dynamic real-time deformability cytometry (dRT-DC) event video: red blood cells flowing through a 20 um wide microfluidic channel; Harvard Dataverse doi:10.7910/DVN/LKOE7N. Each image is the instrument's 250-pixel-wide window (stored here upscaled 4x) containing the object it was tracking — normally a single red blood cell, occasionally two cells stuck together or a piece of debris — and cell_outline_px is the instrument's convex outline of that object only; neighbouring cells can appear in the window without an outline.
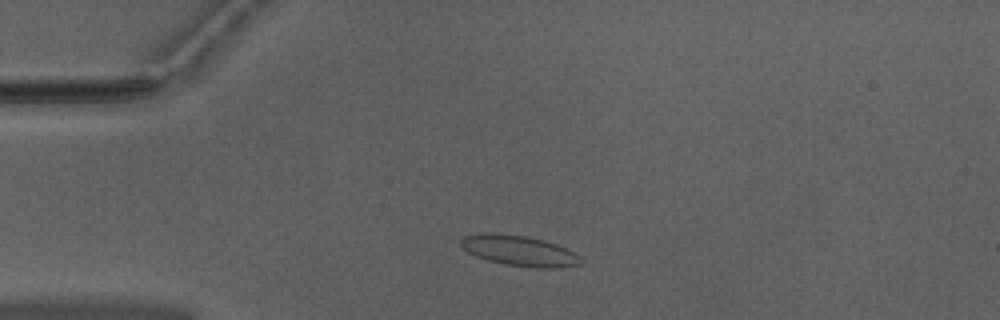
{"species": "Egyptian fruit bat (a non-hibernating species)", "species_latin": "Rousettus aegyptiacus", "temperature_condition": "warm", "stored_images_in_passage": 45, "camera_frame_rate_fps": 3000, "um_per_image_px": 0.085, "animal": {"sex": "male"}, "frame": {"image": 1, "passage_image": 6, "time_ms": 1.667, "image_size_px": [1000, 320], "cell_outline_px": [[584, 264], [556, 268], [536, 268], [504, 264], [488, 260], [476, 256], [468, 252], [460, 244], [460, 240], [464, 236], [528, 236], [544, 240], [556, 244], [580, 256], [584, 260]], "centroid_in_image_um": [44.26, 21.38], "position_along_channel_um": 40.7, "area_um2": 20.4}}
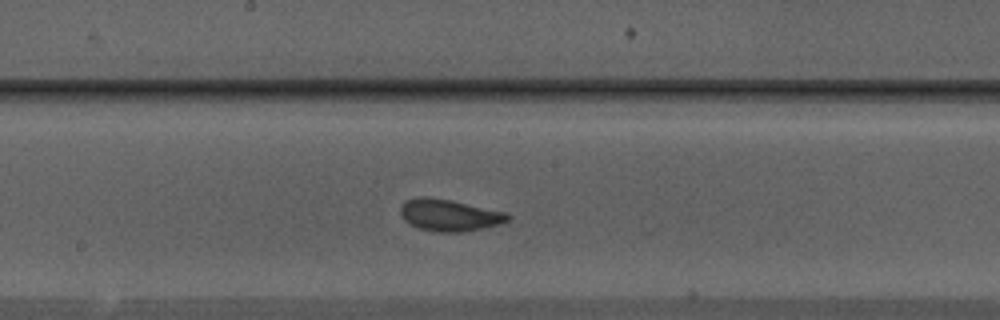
{"frame": {"image": 2, "passage_image": 21, "time_ms": 6.667, "image_size_px": [1000, 320], "cell_outline_px": [[512, 216], [508, 220], [500, 224], [484, 228], [464, 232], [432, 232], [420, 228], [404, 220], [400, 212], [400, 208], [408, 200], [420, 196], [428, 196], [452, 200], [508, 212]], "centroid_in_image_um": [38.25, 18.29], "position_along_channel_um": 210.0, "area_um2": 20.06}}
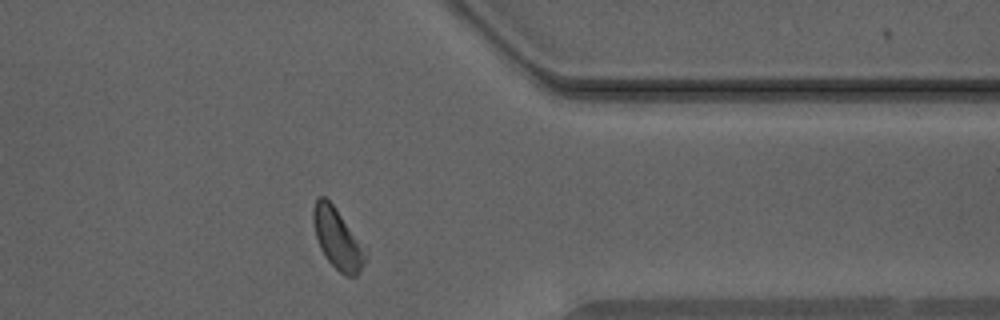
{"frame": {"image": 3, "passage_image": 35, "time_ms": 11.333, "image_size_px": [1000, 320], "cell_outline_px": [[368, 256], [364, 264], [356, 276], [344, 276], [324, 256], [320, 248], [316, 236], [312, 220], [312, 208], [316, 200], [320, 196], [324, 196], [332, 204]], "centroid_in_image_um": [28.64, 20.32], "position_along_channel_um": 382.8, "area_um2": 17.69}, "authors_computed_cell_mechanics": {"area_um2": 19.2474, "velocity_mm_per_s": 3.9513, "shape_relaxation_time_tau1_ms": 2.5199, "shape_relaxation_time_tau2_ms": 0.9097, "deformation_change_tau1": 0.0849, "deformation_change_tau2": 0.0607}}